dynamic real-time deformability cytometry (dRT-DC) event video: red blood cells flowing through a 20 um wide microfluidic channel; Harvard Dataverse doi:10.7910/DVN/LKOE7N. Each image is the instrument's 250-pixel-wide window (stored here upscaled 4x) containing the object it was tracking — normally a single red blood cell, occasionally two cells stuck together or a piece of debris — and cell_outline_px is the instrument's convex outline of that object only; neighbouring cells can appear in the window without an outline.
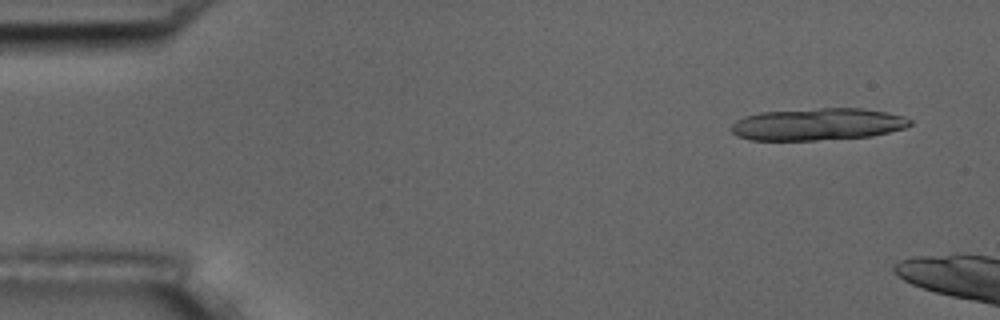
{"species": "common noctule bat (a hibernating species)", "species_latin": "Nyctalus noctula", "temperature_condition": "room temperature", "stored_images_in_passage": 3, "camera_frame_rate_fps": 3000, "um_per_image_px": 0.085, "animal": {"sex": "male", "body_mass_g": 17.5, "forearm_length_mm": 52.3}, "frame": {"image": 1, "passage_image": 1, "time_ms": 0.0, "image_size_px": [1000, 320], "cell_outline_px": [[912, 124], [904, 128], [872, 136], [816, 140], [748, 140], [736, 136], [732, 132], [732, 124], [736, 120], [744, 116], [760, 112], [820, 108], [864, 108], [904, 116], [912, 120]], "centroid_in_image_um": [69.48, 10.56], "position_along_channel_um": 15.5, "area_um2": 33.52}}